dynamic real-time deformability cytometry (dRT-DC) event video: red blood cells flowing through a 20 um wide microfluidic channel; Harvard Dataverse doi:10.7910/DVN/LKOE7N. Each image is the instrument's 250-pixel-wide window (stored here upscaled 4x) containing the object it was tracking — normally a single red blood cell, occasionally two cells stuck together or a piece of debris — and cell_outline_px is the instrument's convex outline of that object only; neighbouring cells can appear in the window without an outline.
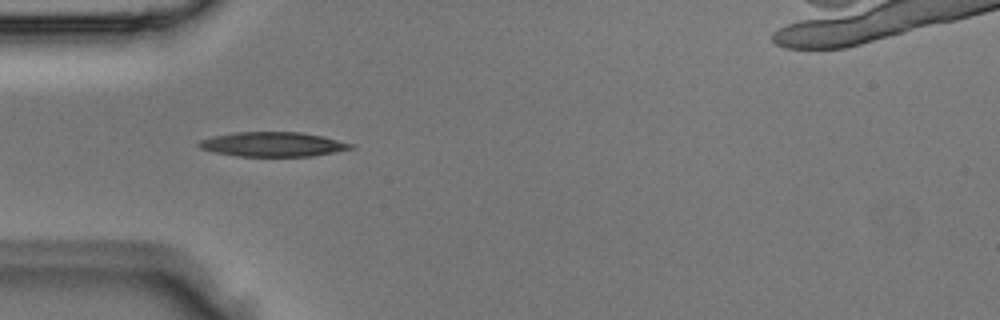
{"species": "Egyptian fruit bat (a non-hibernating species)", "species_latin": "Rousettus aegyptiacus", "temperature_condition": "room temperature", "stored_images_in_passage": 4, "camera_frame_rate_fps": 3000, "um_per_image_px": 0.085, "animal": {"sex": "male"}, "frame": {"image": 1, "passage_image": 4, "time_ms": 1.0, "image_size_px": [1000, 320], "cell_outline_px": [[356, 148], [312, 156], [236, 156], [216, 152], [200, 148], [196, 144], [200, 140], [212, 136], [236, 132], [300, 132], [320, 136], [356, 144]], "centroid_in_image_um": [23.21, 12.26], "position_along_channel_um": 61.8, "area_um2": 21.68}}